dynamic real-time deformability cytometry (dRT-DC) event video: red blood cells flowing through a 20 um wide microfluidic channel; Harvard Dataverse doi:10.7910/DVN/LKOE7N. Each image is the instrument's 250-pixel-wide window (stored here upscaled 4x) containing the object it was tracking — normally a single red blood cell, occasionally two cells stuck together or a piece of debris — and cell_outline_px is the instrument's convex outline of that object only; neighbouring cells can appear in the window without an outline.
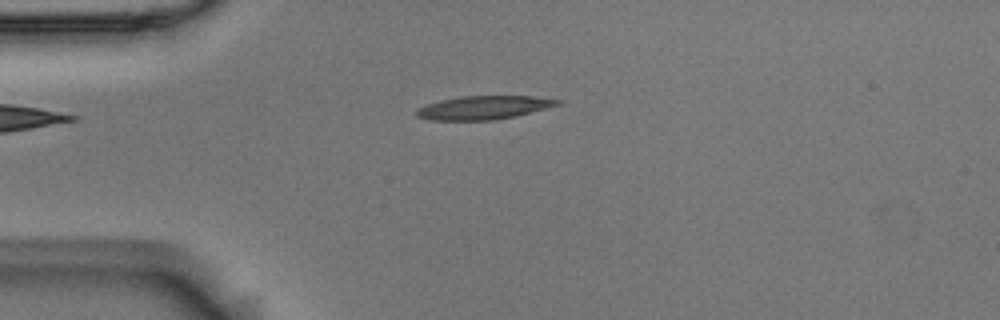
{"species": "Egyptian fruit bat (a non-hibernating species)", "species_latin": "Rousettus aegyptiacus", "temperature_condition": "room temperature", "stored_images_in_passage": 41, "camera_frame_rate_fps": 3000, "um_per_image_px": 0.085, "animal": {"sex": "male"}, "frame": {"image": 1, "passage_image": 1, "time_ms": 0.0, "image_size_px": [1000, 320], "cell_outline_px": [[560, 104], [516, 116], [492, 120], [428, 120], [416, 116], [416, 108], [440, 100], [460, 96], [532, 96], [560, 100]], "centroid_in_image_um": [41.06, 9.15], "position_along_channel_um": 43.9, "area_um2": 19.19}}
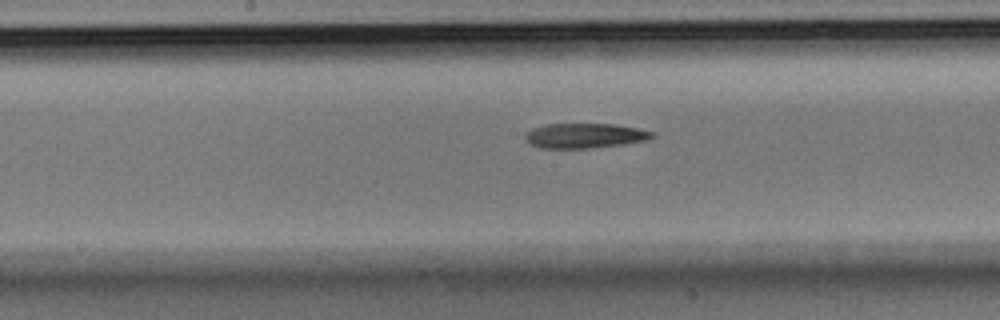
{"frame": {"image": 2, "passage_image": 15, "time_ms": 4.667, "image_size_px": [1000, 320], "cell_outline_px": [[656, 136], [644, 140], [620, 144], [588, 148], [540, 148], [528, 144], [524, 140], [524, 136], [532, 128], [548, 124], [616, 124], [636, 128], [652, 132]], "centroid_in_image_um": [49.63, 11.53], "position_along_channel_um": 198.6, "area_um2": 18.21}}
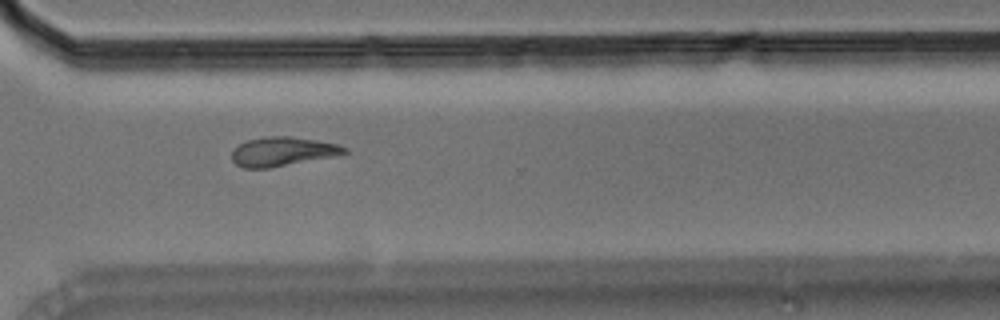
{"frame": {"image": 3, "passage_image": 27, "time_ms": 8.667, "image_size_px": [1000, 320], "cell_outline_px": [[348, 152], [336, 156], [268, 168], [244, 168], [236, 164], [232, 160], [232, 152], [240, 144], [248, 140], [264, 136], [292, 136], [340, 144], [348, 148]], "centroid_in_image_um": [24.06, 12.87], "position_along_channel_um": 346.5, "area_um2": 19.13}, "authors_computed_cell_mechanics": {"area_um2": 19.652, "velocity_mm_per_s": 3.712, "shape_relaxation_time_tau1_ms": 8.6663, "shape_relaxation_time_tau2_ms": null, "deformation_change_tau1": 0.2472, "deformation_change_tau2": null}}